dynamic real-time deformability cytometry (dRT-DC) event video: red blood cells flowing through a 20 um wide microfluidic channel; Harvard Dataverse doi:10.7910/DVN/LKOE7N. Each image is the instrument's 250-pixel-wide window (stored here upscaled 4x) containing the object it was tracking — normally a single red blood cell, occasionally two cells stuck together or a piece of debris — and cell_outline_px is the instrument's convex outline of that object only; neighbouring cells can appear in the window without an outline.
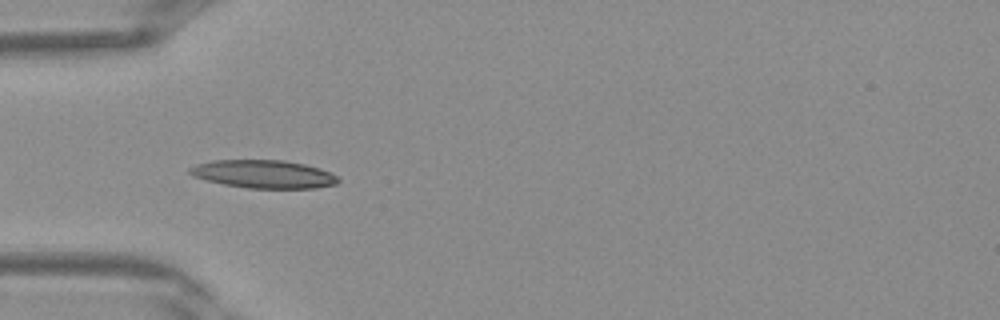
{"species": "Egyptian fruit bat (a non-hibernating species)", "species_latin": "Rousettus aegyptiacus", "temperature_condition": "warm", "stored_images_in_passage": 8, "camera_frame_rate_fps": 3000, "um_per_image_px": 0.085, "frame": {"image": 1, "passage_image": 2, "time_ms": 0.333, "image_size_px": [1000, 320], "cell_outline_px": [[340, 180], [336, 184], [316, 188], [248, 188], [224, 184], [192, 176], [188, 172], [188, 168], [196, 164], [212, 160], [284, 160], [304, 164], [320, 168], [336, 176]], "centroid_in_image_um": [22.39, 14.79], "position_along_channel_um": 62.6, "area_um2": 24.22}}
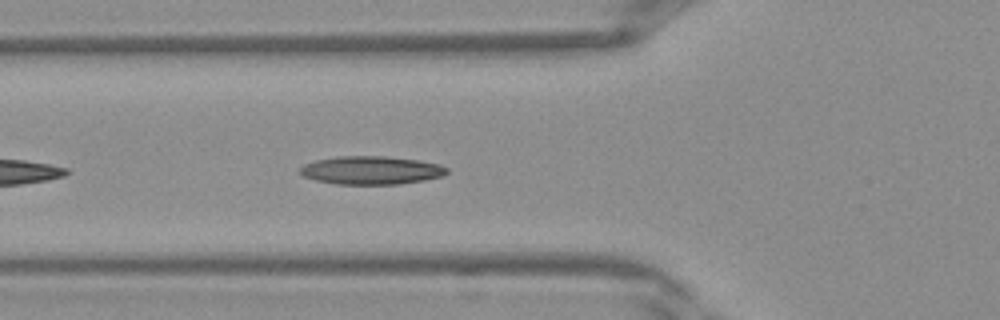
{"frame": {"image": 2, "passage_image": 4, "time_ms": 1.0, "image_size_px": [1000, 320], "cell_outline_px": [[448, 172], [444, 176], [424, 180], [400, 184], [336, 184], [316, 180], [304, 176], [300, 172], [300, 168], [304, 164], [316, 160], [336, 156], [384, 156], [416, 160], [440, 164], [448, 168]], "centroid_in_image_um": [31.57, 14.47], "position_along_channel_um": 94.2, "area_um2": 24.16}}